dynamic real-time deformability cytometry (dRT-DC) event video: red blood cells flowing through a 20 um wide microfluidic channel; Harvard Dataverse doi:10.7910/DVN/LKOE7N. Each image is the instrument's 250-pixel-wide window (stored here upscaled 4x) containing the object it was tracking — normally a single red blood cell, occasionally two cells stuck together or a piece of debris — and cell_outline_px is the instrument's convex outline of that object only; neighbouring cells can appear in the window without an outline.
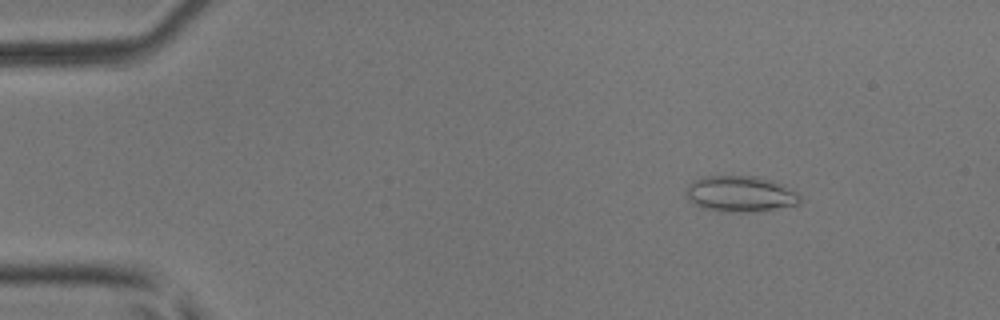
{"species": "common noctule bat (a hibernating species)", "species_latin": "Nyctalus noctula", "temperature_condition": "room temperature", "stored_images_in_passage": 5, "camera_frame_rate_fps": 3000, "um_per_image_px": 0.085, "animal": {"sex": "male", "body_mass_g": 17.9, "forearm_length_mm": 54.2}, "frame": {"image": 1, "passage_image": 2, "time_ms": 0.333, "image_size_px": [1000, 320], "cell_outline_px": [[800, 204], [776, 208], [748, 212], [732, 212], [704, 208], [692, 204], [684, 196], [688, 184], [692, 180], [700, 176], [756, 176], [772, 180], [784, 184], [796, 192], [800, 196]], "centroid_in_image_um": [62.88, 16.46], "position_along_channel_um": 22.1, "area_um2": 24.1}}